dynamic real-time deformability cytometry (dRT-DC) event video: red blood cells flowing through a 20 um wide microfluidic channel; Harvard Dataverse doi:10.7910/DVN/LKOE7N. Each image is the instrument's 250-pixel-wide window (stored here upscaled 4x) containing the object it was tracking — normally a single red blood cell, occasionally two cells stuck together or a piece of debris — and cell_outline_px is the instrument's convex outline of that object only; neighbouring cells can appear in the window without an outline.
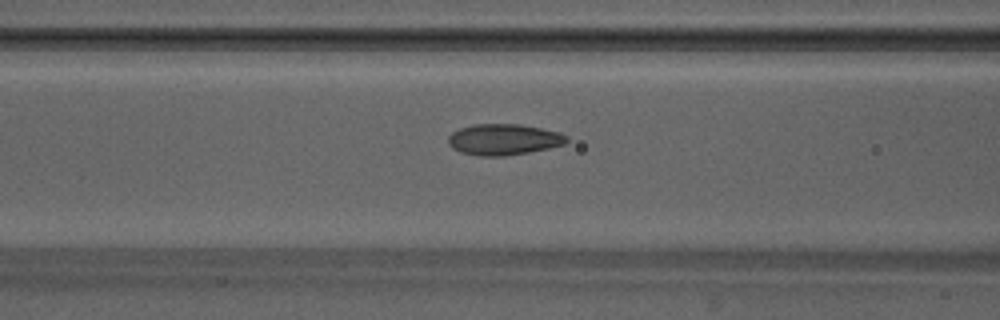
{"species": "Egyptian fruit bat (a non-hibernating species)", "species_latin": "Rousettus aegyptiacus", "temperature_condition": "warm", "stored_images_in_passage": 32, "camera_frame_rate_fps": 3000, "um_per_image_px": 0.085, "animal": {"sex": "male"}, "frame": {"image": 1, "passage_image": 8, "time_ms": 2.333, "image_size_px": [1000, 320], "cell_outline_px": [[568, 140], [564, 144], [548, 148], [528, 152], [504, 156], [480, 156], [460, 152], [452, 148], [448, 144], [448, 136], [452, 132], [460, 128], [472, 124], [520, 124], [560, 132], [568, 136]], "centroid_in_image_um": [42.79, 11.85], "position_along_channel_um": 123.8, "area_um2": 21.5}}
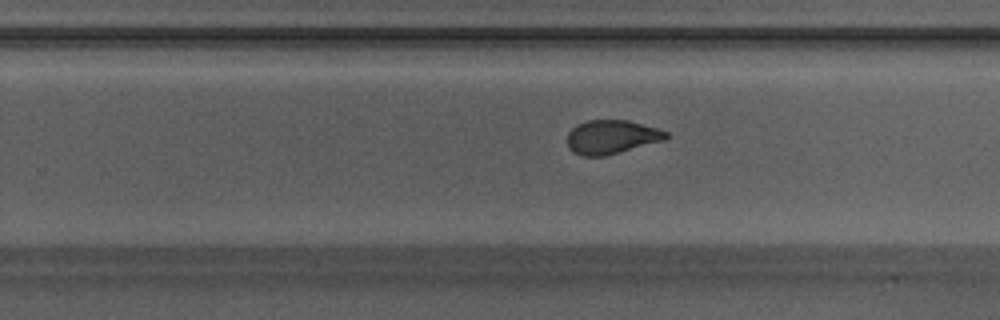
{"frame": {"image": 2, "passage_image": 19, "time_ms": 6.0, "image_size_px": [1000, 320], "cell_outline_px": [[668, 136], [664, 140], [604, 156], [584, 156], [572, 152], [568, 148], [568, 132], [576, 124], [588, 120], [628, 120], [656, 128], [668, 132]], "centroid_in_image_um": [51.95, 11.64], "position_along_channel_um": 277.9, "area_um2": 19.36}}
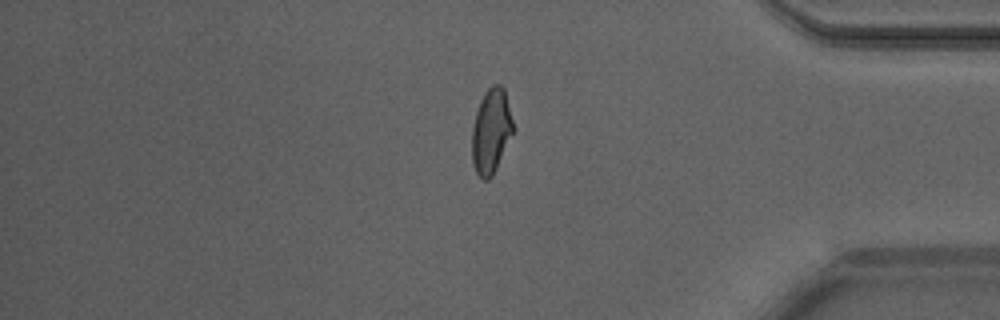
{"frame": {"image": 3, "passage_image": 29, "time_ms": 9.333, "image_size_px": [1000, 320], "cell_outline_px": [[516, 128], [492, 176], [488, 180], [484, 180], [476, 172], [472, 164], [472, 128], [476, 112], [480, 100], [484, 92], [492, 84], [500, 84], [504, 88]], "centroid_in_image_um": [41.77, 11.12], "position_along_channel_um": 393.4, "area_um2": 20.63}}